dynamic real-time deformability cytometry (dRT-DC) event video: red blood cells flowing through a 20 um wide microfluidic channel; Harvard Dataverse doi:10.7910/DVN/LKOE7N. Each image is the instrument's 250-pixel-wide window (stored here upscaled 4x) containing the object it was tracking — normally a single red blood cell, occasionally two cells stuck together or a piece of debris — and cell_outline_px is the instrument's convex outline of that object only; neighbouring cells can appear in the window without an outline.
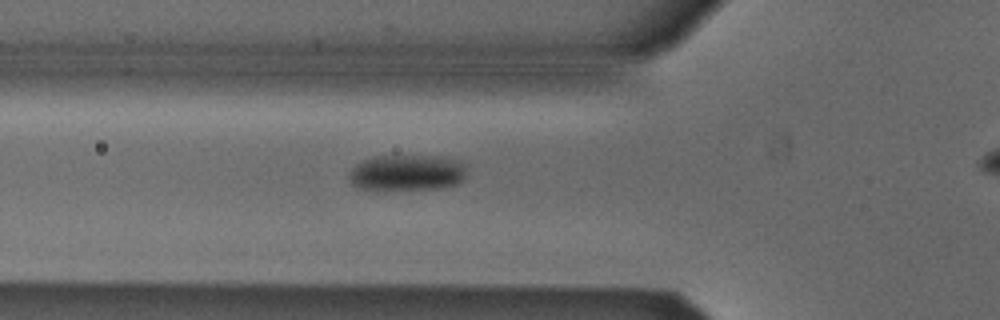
{"species": "Egyptian fruit bat (a non-hibernating species)", "species_latin": "Rousettus aegyptiacus", "temperature_condition": "cold", "stored_images_in_passage": 32, "camera_frame_rate_fps": 3000, "um_per_image_px": 0.085, "animal": {"sex": "male"}, "frame": {"image": 1, "passage_image": 4, "time_ms": 1.0, "image_size_px": [1000, 320], "cell_outline_px": [[468, 164], [464, 180], [456, 184], [440, 188], [376, 192], [356, 188], [348, 180], [348, 172], [356, 164], [364, 160], [376, 156], [444, 156]], "centroid_in_image_um": [34.56, 14.72], "position_along_channel_um": 91.2, "area_um2": 25.78}}
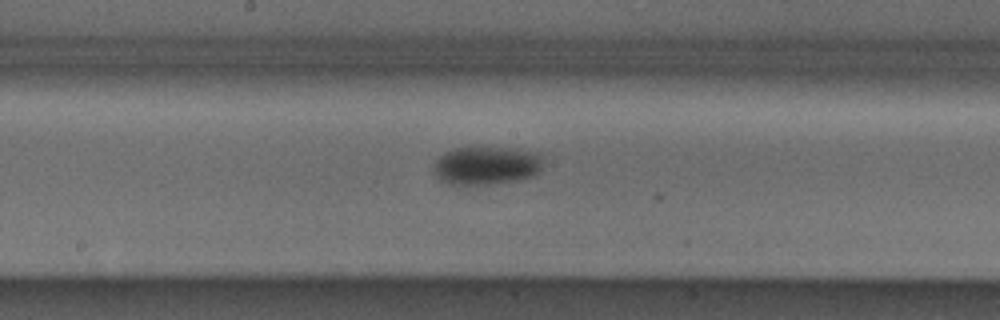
{"frame": {"image": 2, "passage_image": 13, "time_ms": 4.0, "image_size_px": [1000, 320], "cell_outline_px": [[544, 164], [540, 172], [536, 176], [520, 180], [488, 184], [448, 184], [440, 180], [436, 176], [432, 168], [432, 164], [440, 156], [452, 148], [480, 144], [516, 148], [540, 152], [544, 156]], "centroid_in_image_um": [41.4, 14.01], "position_along_channel_um": 206.8, "area_um2": 25.95}}
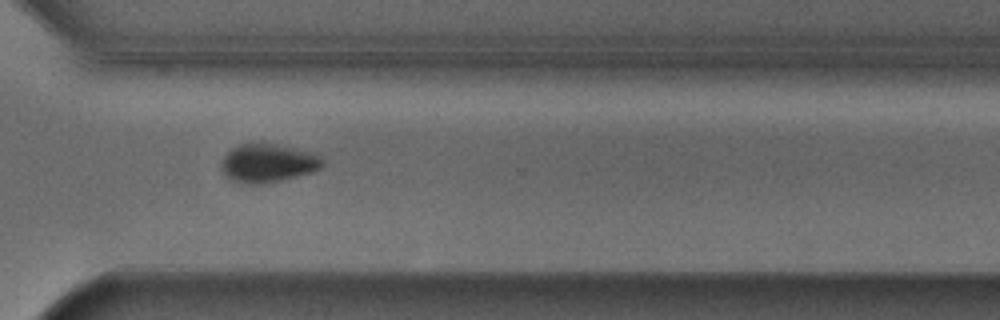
{"frame": {"image": 3, "passage_image": 24, "time_ms": 7.667, "image_size_px": [1000, 320], "cell_outline_px": [[324, 164], [320, 168], [312, 172], [280, 180], [260, 184], [248, 184], [228, 180], [220, 172], [220, 164], [224, 156], [232, 148], [240, 144], [252, 140], [264, 140], [320, 152], [324, 160]], "centroid_in_image_um": [22.78, 13.79], "position_along_channel_um": 347.8, "area_um2": 24.16}, "authors_computed_cell_mechanics": {"area_um2": 24.8251, "velocity_mm_per_s": 3.8509, "shape_relaxation_time_tau1_ms": 3.6541, "shape_relaxation_time_tau2_ms": null, "deformation_change_tau1": 0.0969, "deformation_change_tau2": null}}